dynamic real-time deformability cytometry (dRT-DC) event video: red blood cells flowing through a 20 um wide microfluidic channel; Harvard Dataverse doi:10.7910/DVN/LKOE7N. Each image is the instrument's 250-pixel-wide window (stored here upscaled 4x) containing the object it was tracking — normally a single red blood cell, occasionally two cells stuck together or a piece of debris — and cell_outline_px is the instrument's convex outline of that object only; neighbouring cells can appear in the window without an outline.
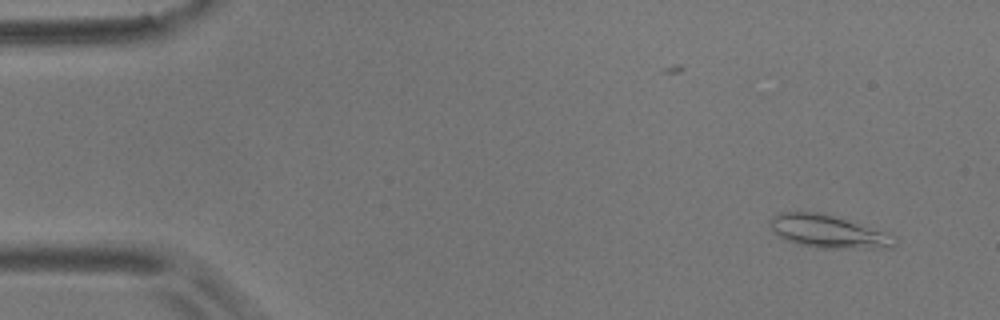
{"species": "common noctule bat (a hibernating species)", "species_latin": "Nyctalus noctula", "temperature_condition": "room temperature", "stored_images_in_passage": 55, "camera_frame_rate_fps": 3000, "um_per_image_px": 0.085, "animal": {"sex": "male", "body_mass_g": 17.9}, "frame": {"image": 1, "passage_image": 3, "time_ms": 0.667, "image_size_px": [1000, 320], "cell_outline_px": [[896, 244], [892, 248], [820, 248], [796, 244], [780, 236], [768, 224], [768, 220], [772, 216], [780, 212], [816, 212], [832, 216], [884, 232], [896, 236]], "centroid_in_image_um": [70.37, 19.69], "position_along_channel_um": 14.6, "area_um2": 23.47}}
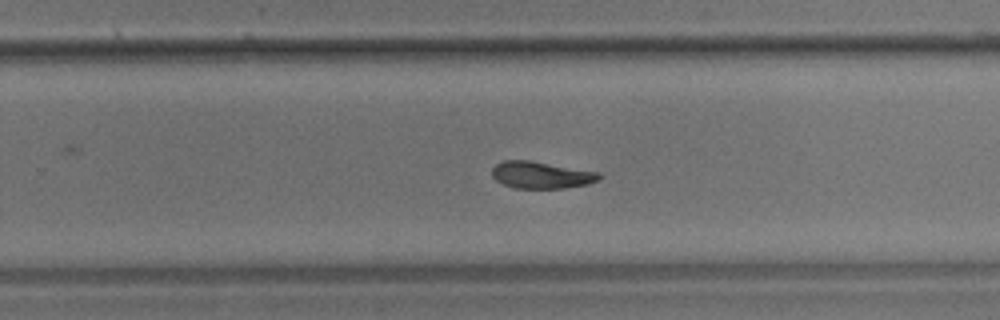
{"frame": {"image": 2, "passage_image": 35, "time_ms": 11.333, "image_size_px": [1000, 320], "cell_outline_px": [[604, 176], [588, 184], [564, 188], [516, 188], [504, 184], [496, 180], [492, 176], [492, 168], [496, 164], [504, 160], [528, 160], [600, 172]], "centroid_in_image_um": [46.01, 14.87], "position_along_channel_um": 283.8, "area_um2": 16.76}}
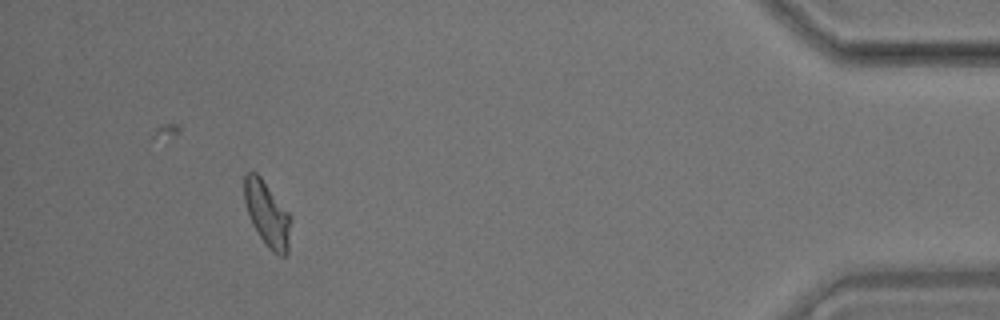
{"frame": {"image": 3, "passage_image": 51, "time_ms": 16.667, "image_size_px": [1000, 320], "cell_outline_px": [[292, 220], [288, 252], [284, 256], [280, 256], [272, 252], [268, 248], [252, 224], [244, 200], [244, 172], [256, 172], [260, 176], [288, 212]], "centroid_in_image_um": [22.72, 18.2], "position_along_channel_um": 412.5, "area_um2": 17.57}, "authors_computed_cell_mechanics": {"area_um2": 17.629, "velocity_mm_per_s": 3.5391, "shape_relaxation_time_tau1_ms": 3.995, "shape_relaxation_time_tau2_ms": 4.6509, "deformation_change_tau1": 0.1541, "deformation_change_tau2": 0.1049}}